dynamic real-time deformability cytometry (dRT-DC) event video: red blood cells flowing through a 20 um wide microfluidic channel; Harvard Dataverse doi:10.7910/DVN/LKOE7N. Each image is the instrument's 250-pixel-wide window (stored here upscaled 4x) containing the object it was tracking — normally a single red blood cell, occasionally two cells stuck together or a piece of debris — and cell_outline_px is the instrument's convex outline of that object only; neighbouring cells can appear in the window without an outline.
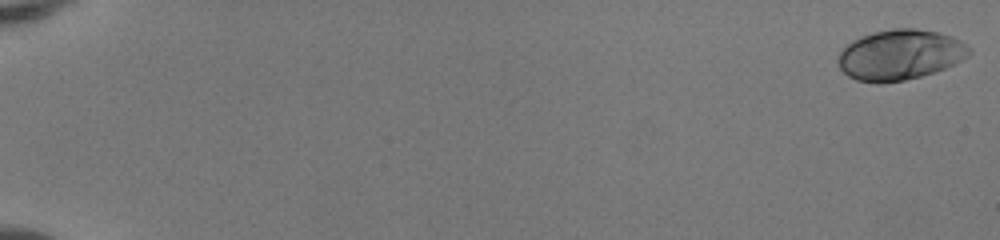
{"species": "human", "species_latin": "Homo sapiens", "temperature_condition": "room temperature", "stored_images_in_passage": 51, "camera_frame_rate_fps": 3000, "um_per_image_px": 0.085, "donor": {"sex": "female"}, "frame": {"image": 1, "passage_image": 1, "time_ms": 0.0, "image_size_px": [1000, 240], "cell_outline_px": [[972, 52], [968, 56], [936, 72], [904, 80], [880, 84], [856, 80], [848, 76], [840, 68], [840, 52], [852, 40], [872, 32], [892, 28], [916, 28], [936, 32], [952, 36], [968, 44], [972, 48]], "centroid_in_image_um": [76.53, 4.65], "position_along_channel_um": 8.5, "area_um2": 38.44}}
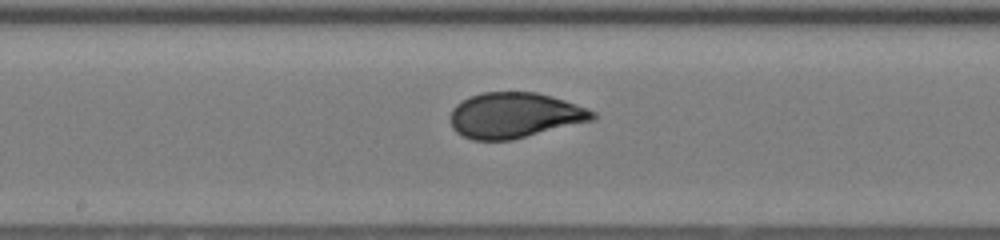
{"frame": {"image": 2, "passage_image": 30, "time_ms": 9.667, "image_size_px": [1000, 240], "cell_outline_px": [[596, 120], [512, 140], [472, 140], [456, 132], [452, 128], [452, 108], [456, 104], [472, 96], [484, 92], [536, 92], [552, 96], [588, 108], [596, 112]], "centroid_in_image_um": [43.8, 9.81], "position_along_channel_um": 204.4, "area_um2": 37.74}}
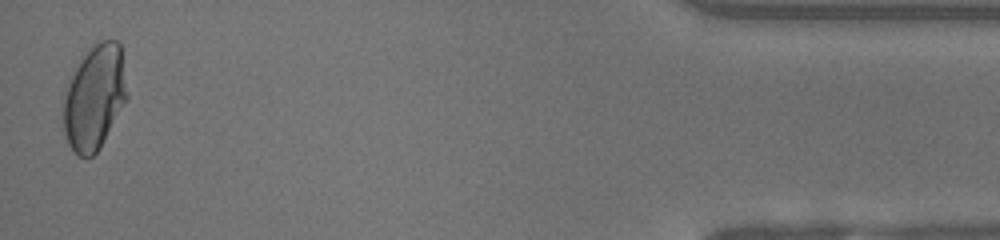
{"frame": {"image": 3, "passage_image": 51, "time_ms": 16.667, "image_size_px": [1000, 240], "cell_outline_px": [[128, 96], [100, 148], [92, 156], [84, 160], [68, 144], [64, 132], [64, 100], [68, 84], [84, 52], [100, 40], [116, 40], [120, 44]], "centroid_in_image_um": [8.04, 8.28], "position_along_channel_um": 427.2, "area_um2": 38.44}, "authors_computed_cell_mechanics": {"area_um2": 37.3388, "velocity_mm_per_s": 4.1723, "shape_relaxation_time_tau1_ms": 5.7136, "shape_relaxation_time_tau2_ms": null, "deformation_change_tau1": 0.2261, "deformation_change_tau2": null}}